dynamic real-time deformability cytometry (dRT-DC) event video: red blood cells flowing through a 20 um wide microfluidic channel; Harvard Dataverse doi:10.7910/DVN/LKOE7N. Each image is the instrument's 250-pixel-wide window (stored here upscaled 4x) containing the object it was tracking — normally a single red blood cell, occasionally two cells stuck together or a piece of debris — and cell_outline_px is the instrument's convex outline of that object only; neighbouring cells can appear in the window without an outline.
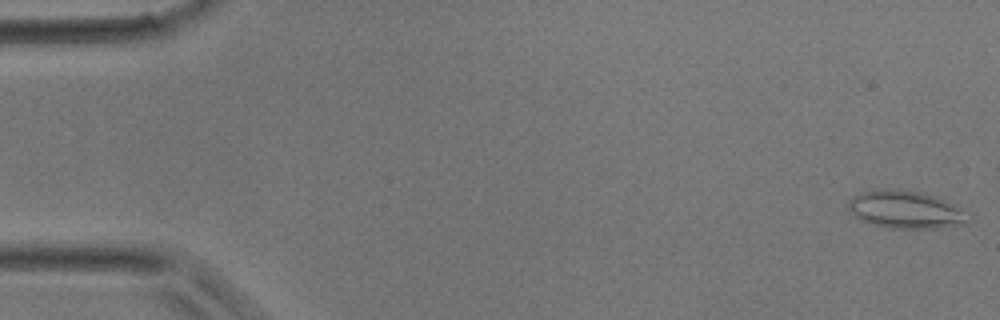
{"species": "common noctule bat (a hibernating species)", "species_latin": "Nyctalus noctula", "temperature_condition": "room temperature", "stored_images_in_passage": 3, "camera_frame_rate_fps": 3000, "um_per_image_px": 0.085, "animal": {"sex": "male", "body_mass_g": 17.9}, "frame": {"image": 1, "passage_image": 1, "time_ms": 0.0, "image_size_px": [1000, 320], "cell_outline_px": [[972, 216], [960, 224], [936, 228], [888, 228], [872, 224], [860, 220], [848, 208], [848, 200], [852, 196], [860, 192], [884, 188], [896, 188], [920, 192], [936, 196], [956, 204], [968, 212]], "centroid_in_image_um": [76.97, 17.79], "position_along_channel_um": 8.0, "area_um2": 26.59}}